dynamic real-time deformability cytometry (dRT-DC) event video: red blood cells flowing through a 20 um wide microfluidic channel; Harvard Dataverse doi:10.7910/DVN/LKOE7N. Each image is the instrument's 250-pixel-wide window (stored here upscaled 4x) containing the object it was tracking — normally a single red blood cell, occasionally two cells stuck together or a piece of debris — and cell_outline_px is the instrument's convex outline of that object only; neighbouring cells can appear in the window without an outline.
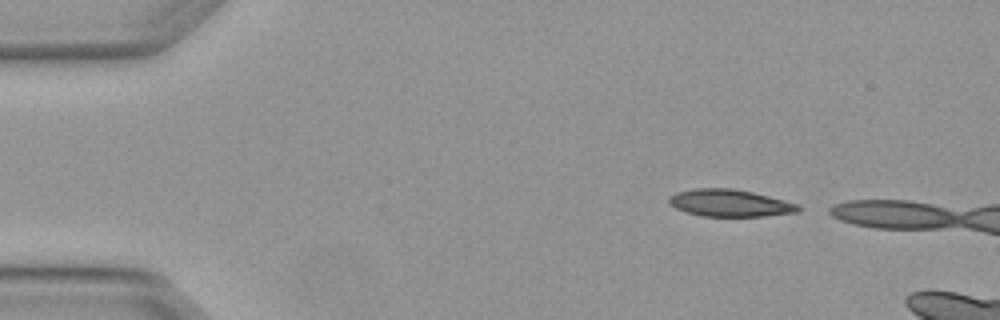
{"species": "Egyptian fruit bat (a non-hibernating species)", "species_latin": "Rousettus aegyptiacus", "temperature_condition": "warm", "stored_images_in_passage": 4, "camera_frame_rate_fps": 3000, "um_per_image_px": 0.085, "animal": {"sex": "female"}, "frame": {"image": 1, "passage_image": 1, "time_ms": 0.0, "image_size_px": [1000, 320], "cell_outline_px": [[804, 208], [800, 212], [764, 216], [700, 216], [684, 212], [668, 204], [668, 196], [676, 192], [696, 188], [732, 188], [752, 192], [800, 204]], "centroid_in_image_um": [62.05, 17.26], "position_along_channel_um": 23.0, "area_um2": 20.75}}